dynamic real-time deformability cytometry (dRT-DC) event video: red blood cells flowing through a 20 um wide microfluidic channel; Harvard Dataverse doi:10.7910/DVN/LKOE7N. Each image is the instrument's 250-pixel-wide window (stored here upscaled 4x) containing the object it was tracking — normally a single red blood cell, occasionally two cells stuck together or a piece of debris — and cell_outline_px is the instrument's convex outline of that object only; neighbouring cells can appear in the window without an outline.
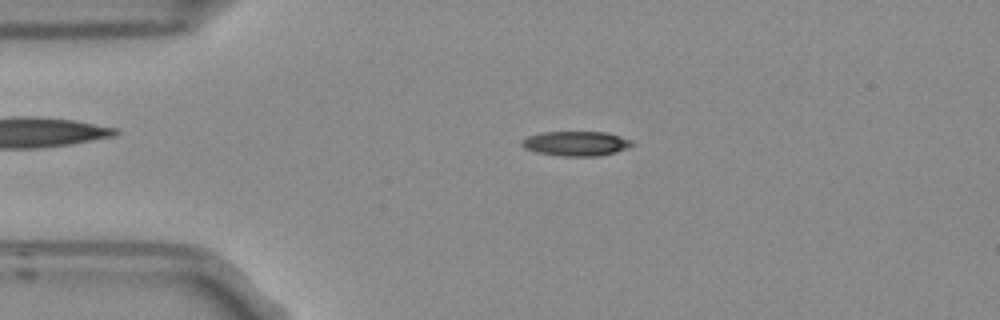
{"species": "Egyptian fruit bat (a non-hibernating species)", "species_latin": "Rousettus aegyptiacus", "temperature_condition": "room temperature", "stored_images_in_passage": 4, "camera_frame_rate_fps": 3000, "um_per_image_px": 0.085, "frame": {"image": 1, "passage_image": 3, "time_ms": 0.667, "image_size_px": [1000, 320], "cell_outline_px": [[632, 144], [628, 148], [616, 152], [600, 156], [560, 156], [536, 152], [524, 148], [520, 144], [520, 140], [528, 136], [540, 132], [608, 132], [632, 140]], "centroid_in_image_um": [48.94, 12.2], "position_along_channel_um": 36.1, "area_um2": 16.01}}